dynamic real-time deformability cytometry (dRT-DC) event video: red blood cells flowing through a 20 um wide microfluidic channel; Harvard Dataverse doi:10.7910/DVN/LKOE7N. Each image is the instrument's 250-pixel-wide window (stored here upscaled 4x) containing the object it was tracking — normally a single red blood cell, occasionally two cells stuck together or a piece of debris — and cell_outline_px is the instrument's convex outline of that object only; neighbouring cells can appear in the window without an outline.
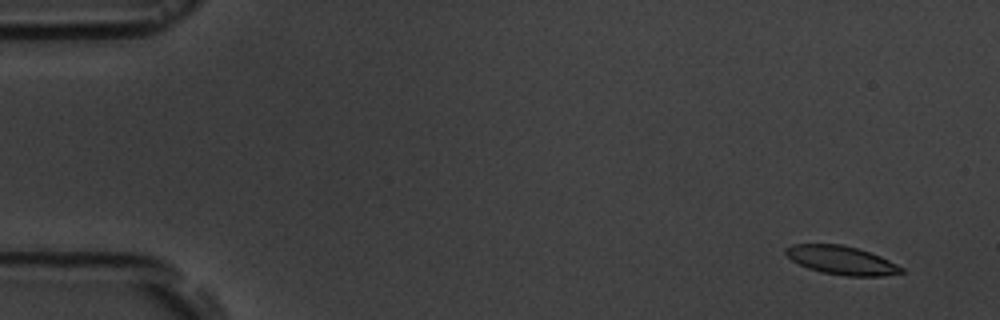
{"species": "common noctule bat (a hibernating species)", "species_latin": "Nyctalus noctula", "temperature_condition": "room temperature", "stored_images_in_passage": 6, "camera_frame_rate_fps": 3000, "um_per_image_px": 0.085, "animal": {"sex": "male", "body_mass_g": 19.5, "forearm_length_mm": 54.6}, "frame": {"image": 1, "passage_image": 2, "time_ms": 1.0, "image_size_px": [1000, 320], "cell_outline_px": [[904, 272], [884, 276], [844, 276], [820, 272], [808, 268], [792, 260], [784, 252], [784, 248], [792, 244], [840, 244], [856, 248], [880, 256], [904, 268]], "centroid_in_image_um": [71.51, 22.13], "position_along_channel_um": 13.5, "area_um2": 19.19}}
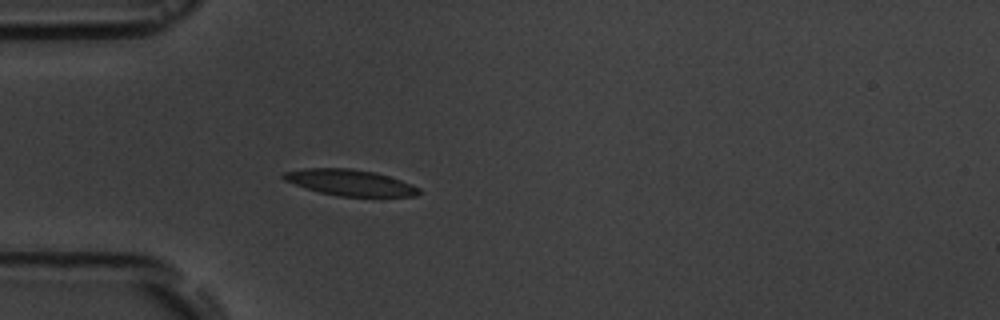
{"frame": {"image": 2, "passage_image": 6, "time_ms": 5.333, "image_size_px": [1000, 320], "cell_outline_px": [[420, 192], [416, 196], [340, 196], [320, 192], [284, 180], [280, 176], [284, 172], [304, 168], [348, 168], [376, 172], [412, 184], [420, 188]], "centroid_in_image_um": [29.76, 15.51], "position_along_channel_um": 55.2, "area_um2": 20.35}}